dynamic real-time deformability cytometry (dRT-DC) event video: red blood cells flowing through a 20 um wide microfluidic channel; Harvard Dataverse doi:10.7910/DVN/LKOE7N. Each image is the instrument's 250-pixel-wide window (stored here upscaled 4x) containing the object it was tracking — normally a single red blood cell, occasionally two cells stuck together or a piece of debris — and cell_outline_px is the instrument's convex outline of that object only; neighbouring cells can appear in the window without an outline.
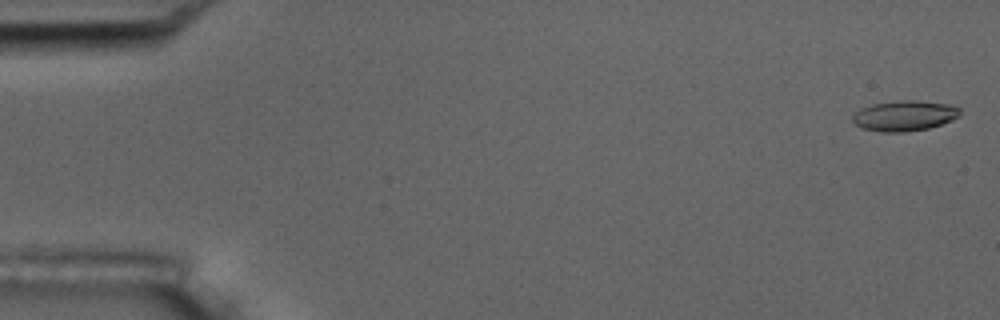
{"species": "common noctule bat (a hibernating species)", "species_latin": "Nyctalus noctula", "temperature_condition": "room temperature", "stored_images_in_passage": 5, "camera_frame_rate_fps": 3000, "um_per_image_px": 0.085, "animal": {"sex": "male", "body_mass_g": 17.5, "forearm_length_mm": 52.3}, "frame": {"image": 1, "passage_image": 1, "time_ms": 0.0, "image_size_px": [1000, 320], "cell_outline_px": [[960, 116], [952, 120], [928, 128], [904, 132], [880, 132], [864, 128], [856, 124], [852, 120], [852, 116], [860, 108], [872, 104], [904, 100], [916, 100], [948, 104], [960, 108]], "centroid_in_image_um": [76.88, 9.83], "position_along_channel_um": 8.1, "area_um2": 18.9}}